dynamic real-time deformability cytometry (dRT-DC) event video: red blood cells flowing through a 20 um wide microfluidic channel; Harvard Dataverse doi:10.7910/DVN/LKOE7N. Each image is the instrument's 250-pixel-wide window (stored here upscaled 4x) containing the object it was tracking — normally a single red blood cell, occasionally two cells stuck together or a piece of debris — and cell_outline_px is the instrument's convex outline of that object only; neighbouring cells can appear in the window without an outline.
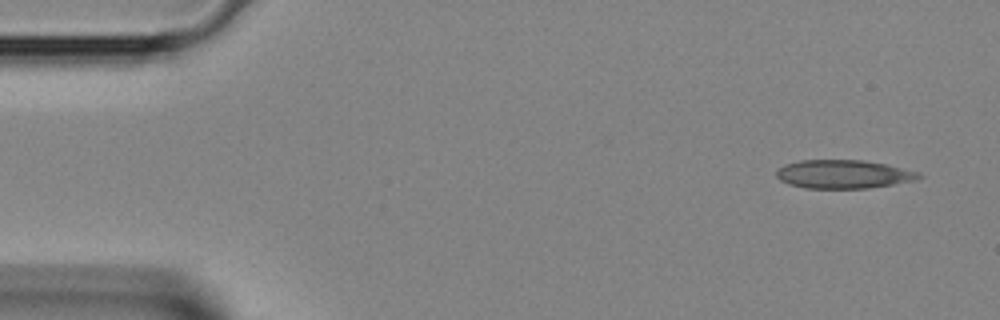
{"species": "Egyptian fruit bat (a non-hibernating species)", "species_latin": "Rousettus aegyptiacus", "temperature_condition": "room temperature", "stored_images_in_passage": 3, "camera_frame_rate_fps": 3000, "um_per_image_px": 0.085, "animal": {"sex": "female"}, "frame": {"image": 1, "passage_image": 1, "time_ms": 0.0, "image_size_px": [1000, 320], "cell_outline_px": [[924, 176], [916, 180], [868, 188], [804, 188], [788, 184], [780, 180], [776, 176], [776, 172], [784, 164], [800, 160], [864, 160], [888, 164], [920, 172]], "centroid_in_image_um": [71.71, 14.8], "position_along_channel_um": 13.3, "area_um2": 23.81}}